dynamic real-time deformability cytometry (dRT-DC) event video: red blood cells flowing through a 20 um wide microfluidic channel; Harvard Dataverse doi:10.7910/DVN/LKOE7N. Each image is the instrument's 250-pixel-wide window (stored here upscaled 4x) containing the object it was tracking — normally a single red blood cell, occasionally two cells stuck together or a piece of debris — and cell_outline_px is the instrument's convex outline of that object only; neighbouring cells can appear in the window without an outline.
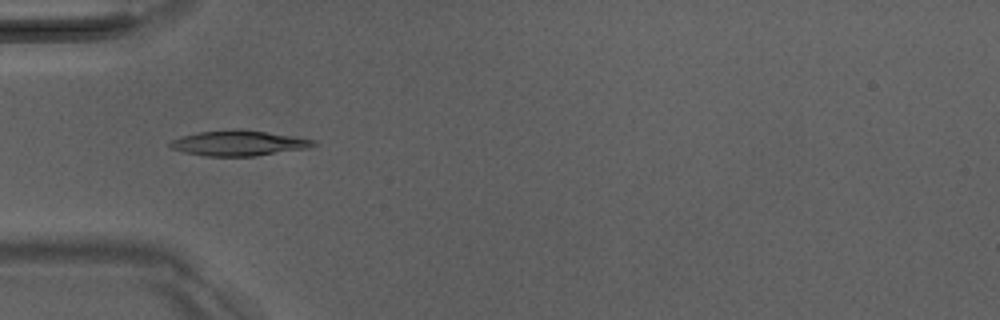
{"species": "Egyptian fruit bat (a non-hibernating species)", "species_latin": "Rousettus aegyptiacus", "temperature_condition": "room temperature", "stored_images_in_passage": 42, "camera_frame_rate_fps": 3000, "um_per_image_px": 0.085, "animal": {"sex": "male"}, "frame": {"image": 1, "passage_image": 8, "time_ms": 2.333, "image_size_px": [1000, 320], "cell_outline_px": [[316, 144], [308, 148], [256, 156], [204, 156], [184, 152], [172, 148], [168, 144], [172, 140], [184, 136], [200, 132], [232, 128], [236, 128], [292, 136], [316, 140]], "centroid_in_image_um": [20.29, 12.17], "position_along_channel_um": 64.7, "area_um2": 20.98}}
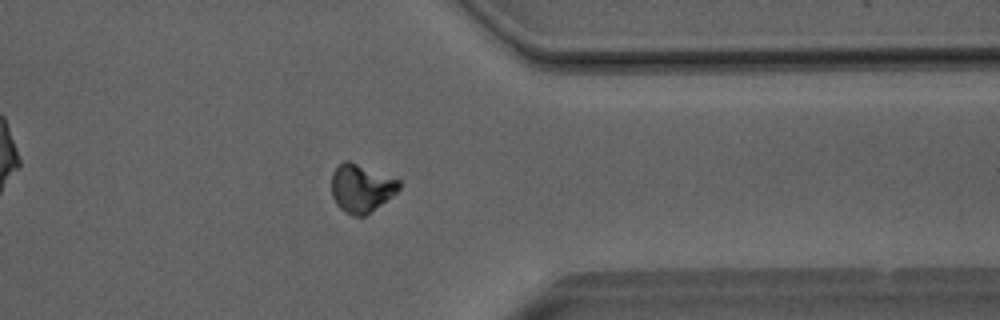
{"frame": {"image": 2, "passage_image": 32, "time_ms": 10.333, "image_size_px": [1000, 320], "cell_outline_px": [[400, 188], [392, 196], [364, 216], [352, 216], [344, 212], [336, 204], [332, 196], [332, 172], [344, 160], [348, 160], [400, 180]], "centroid_in_image_um": [30.69, 16.0], "position_along_channel_um": 380.7, "area_um2": 18.79}}
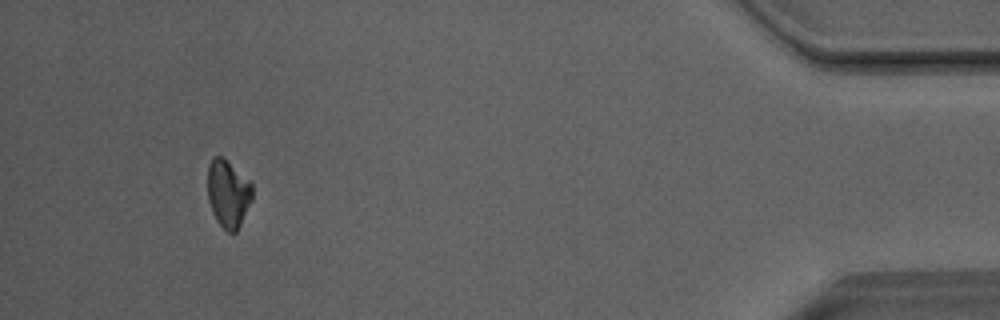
{"frame": {"image": 3, "passage_image": 39, "time_ms": 12.667, "image_size_px": [1000, 320], "cell_outline_px": [[252, 200], [236, 232], [228, 232], [216, 220], [212, 212], [208, 200], [208, 164], [212, 156], [224, 156], [252, 180]], "centroid_in_image_um": [19.4, 16.38], "position_along_channel_um": 415.8, "area_um2": 18.03}, "authors_computed_cell_mechanics": {"area_um2": 19.3919, "velocity_mm_per_s": 4.06, "shape_relaxation_time_tau1_ms": 6.137, "shape_relaxation_time_tau2_ms": 7.5574, "deformation_change_tau1": 0.15, "deformation_change_tau2": 0.1236}}